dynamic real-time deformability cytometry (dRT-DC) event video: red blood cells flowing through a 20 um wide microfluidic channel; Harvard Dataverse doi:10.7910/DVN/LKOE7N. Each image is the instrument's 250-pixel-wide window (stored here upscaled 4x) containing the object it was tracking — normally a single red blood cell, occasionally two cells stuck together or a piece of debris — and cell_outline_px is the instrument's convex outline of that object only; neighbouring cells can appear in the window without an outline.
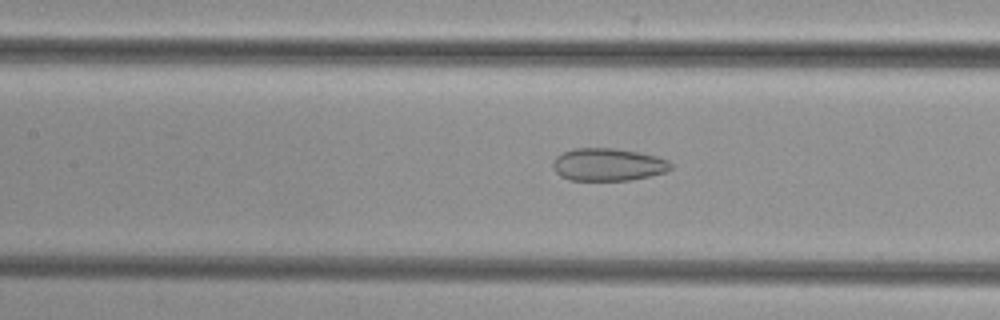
{"species": "common noctule bat (a hibernating species)", "species_latin": "Nyctalus noctula", "temperature_condition": "cold", "stored_images_in_passage": 37, "camera_frame_rate_fps": 3000, "um_per_image_px": 0.085, "animal": {"sex": "female", "body_mass_g": 29.2, "forearm_length_mm": 56.3}, "frame": {"image": 1, "passage_image": 9, "time_ms": 2.667, "image_size_px": [1000, 320], "cell_outline_px": [[672, 168], [664, 172], [648, 176], [628, 180], [568, 180], [560, 176], [552, 168], [552, 160], [556, 156], [572, 148], [612, 148], [640, 152], [656, 156], [668, 160], [672, 164]], "centroid_in_image_um": [51.64, 13.98], "position_along_channel_um": 155.8, "area_um2": 22.48}}
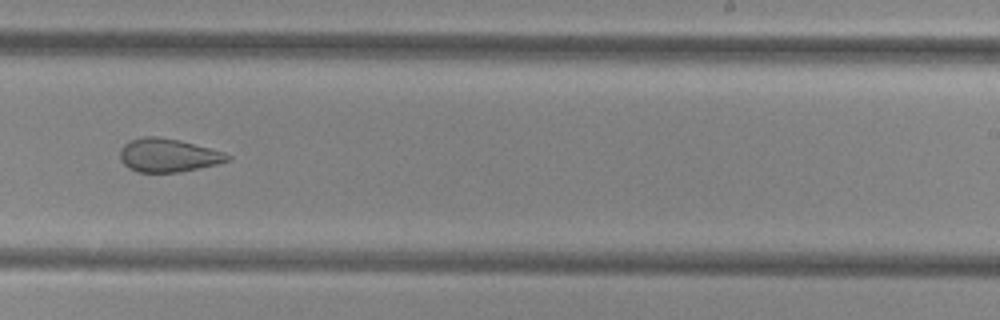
{"frame": {"image": 2, "passage_image": 18, "time_ms": 5.667, "image_size_px": [1000, 320], "cell_outline_px": [[232, 156], [228, 160], [216, 164], [180, 172], [136, 172], [128, 168], [120, 160], [120, 152], [124, 144], [132, 140], [144, 136], [156, 136], [180, 140], [224, 152]], "centroid_in_image_um": [14.27, 13.2], "position_along_channel_um": 274.7, "area_um2": 20.81}}
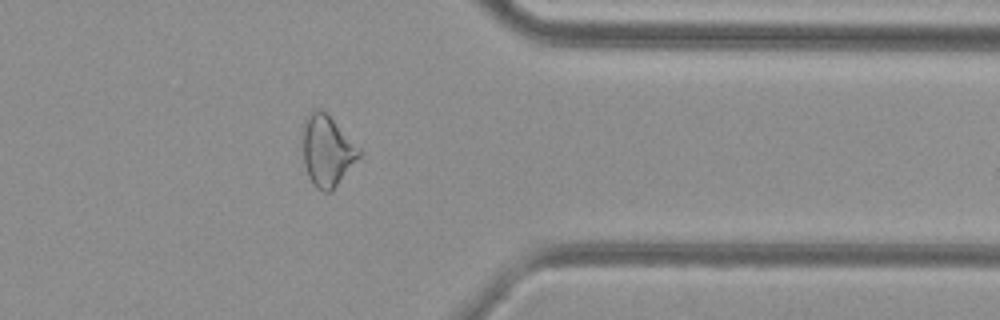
{"frame": {"image": 3, "passage_image": 27, "time_ms": 8.667, "image_size_px": [1000, 320], "cell_outline_px": [[364, 152], [332, 192], [324, 192], [316, 188], [308, 176], [304, 164], [300, 128], [312, 108], [320, 108]], "centroid_in_image_um": [27.77, 12.82], "position_along_channel_um": 383.6, "area_um2": 23.7}}